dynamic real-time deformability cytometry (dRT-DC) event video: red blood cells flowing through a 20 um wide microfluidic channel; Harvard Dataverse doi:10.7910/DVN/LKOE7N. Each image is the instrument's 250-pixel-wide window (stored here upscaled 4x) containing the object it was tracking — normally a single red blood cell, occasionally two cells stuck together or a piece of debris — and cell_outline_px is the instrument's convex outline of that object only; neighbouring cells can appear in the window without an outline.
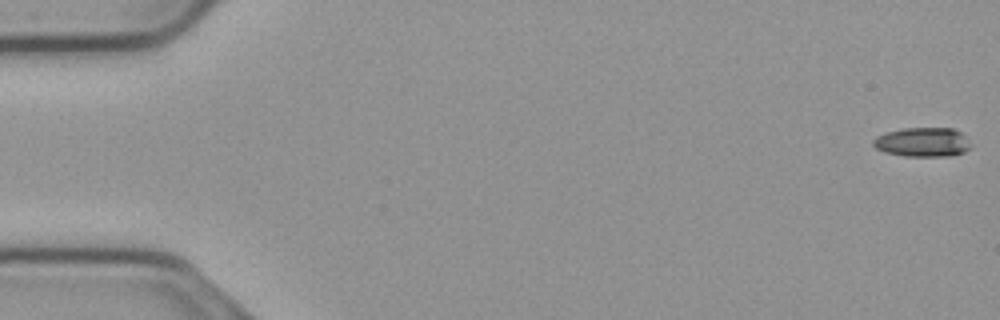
{"species": "common noctule bat (a hibernating species)", "species_latin": "Nyctalus noctula", "temperature_condition": "cold", "stored_images_in_passage": 56, "camera_frame_rate_fps": 3000, "um_per_image_px": 0.085, "animal": {"sex": "male", "body_mass_g": 23.1, "forearm_length_mm": 52.7}, "frame": {"image": 1, "passage_image": 1, "time_ms": 0.0, "image_size_px": [1000, 320], "cell_outline_px": [[968, 148], [964, 152], [948, 156], [904, 156], [884, 152], [876, 148], [872, 144], [872, 140], [876, 136], [900, 128], [952, 128], [960, 132], [964, 136]], "centroid_in_image_um": [78.34, 12.08], "position_along_channel_um": 6.7, "area_um2": 16.42}}
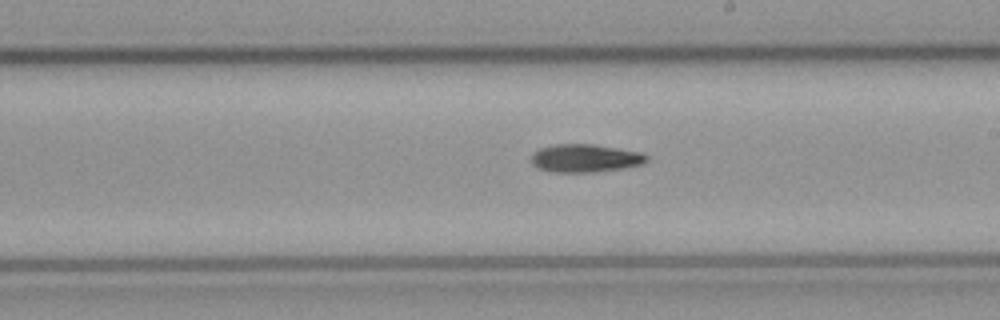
{"frame": {"image": 2, "passage_image": 32, "time_ms": 10.333, "image_size_px": [1000, 320], "cell_outline_px": [[648, 160], [640, 164], [624, 168], [592, 172], [552, 172], [536, 168], [532, 164], [532, 156], [540, 148], [556, 144], [592, 144], [640, 152], [648, 156]], "centroid_in_image_um": [49.72, 13.45], "position_along_channel_um": 239.3, "area_um2": 18.67}}
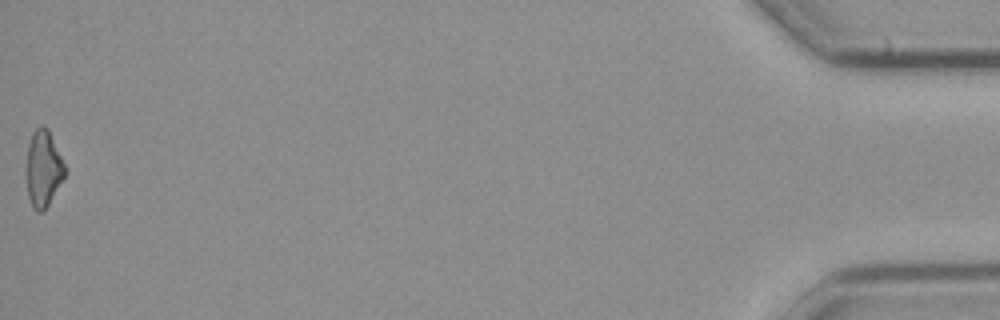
{"frame": {"image": 3, "passage_image": 56, "time_ms": 18.333, "image_size_px": [1000, 320], "cell_outline_px": [[64, 176], [44, 212], [36, 212], [32, 208], [28, 196], [24, 172], [28, 144], [32, 132], [40, 124], [44, 124], [48, 128], [64, 164]], "centroid_in_image_um": [3.62, 14.33], "position_along_channel_um": 431.6, "area_um2": 17.46}, "authors_computed_cell_mechanics": {"area_um2": 17.8313, "velocity_mm_per_s": 3.7308, "shape_relaxation_time_tau1_ms": 8.7814, "shape_relaxation_time_tau2_ms": null, "deformation_change_tau1": 0.1832, "deformation_change_tau2": null}}